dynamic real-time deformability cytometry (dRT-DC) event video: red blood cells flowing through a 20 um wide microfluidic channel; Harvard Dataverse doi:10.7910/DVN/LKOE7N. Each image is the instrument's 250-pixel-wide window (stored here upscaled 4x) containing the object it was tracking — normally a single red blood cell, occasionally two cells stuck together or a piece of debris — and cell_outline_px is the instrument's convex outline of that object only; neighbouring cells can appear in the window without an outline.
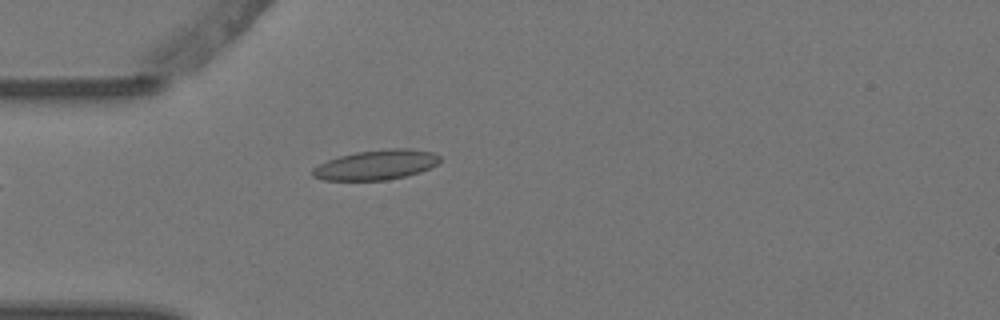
{"species": "Egyptian fruit bat (a non-hibernating species)", "species_latin": "Rousettus aegyptiacus", "temperature_condition": "warm", "stored_images_in_passage": 1, "camera_frame_rate_fps": 3000, "um_per_image_px": 0.085, "animal": {"sex": "female"}, "frame": {"image": 1, "passage_image": 1, "time_ms": 0.0, "image_size_px": [1000, 320], "cell_outline_px": [[440, 164], [432, 168], [420, 172], [388, 180], [324, 180], [312, 176], [312, 168], [328, 160], [340, 156], [356, 152], [392, 148], [408, 148], [432, 152], [440, 156]], "centroid_in_image_um": [32.02, 14.01], "position_along_channel_um": 53.0, "area_um2": 22.2}}